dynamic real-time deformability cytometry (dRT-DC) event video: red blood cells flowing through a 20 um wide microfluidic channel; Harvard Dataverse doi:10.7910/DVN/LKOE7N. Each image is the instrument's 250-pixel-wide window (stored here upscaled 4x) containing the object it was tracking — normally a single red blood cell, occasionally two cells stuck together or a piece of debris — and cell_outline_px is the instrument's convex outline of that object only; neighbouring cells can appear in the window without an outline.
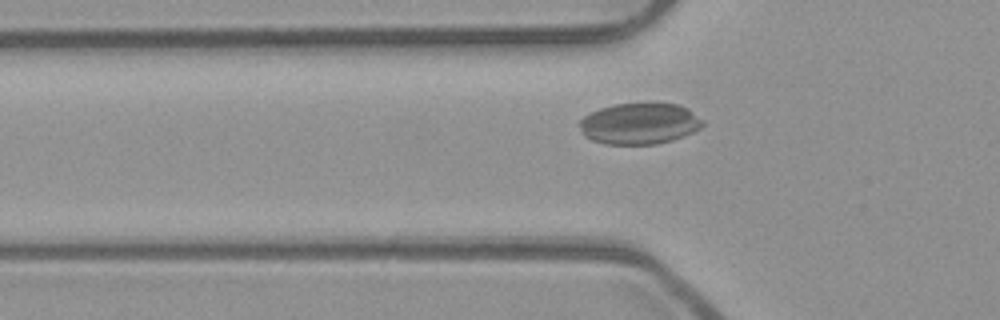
{"species": "common noctule bat (a hibernating species)", "species_latin": "Nyctalus noctula", "temperature_condition": "room temperature", "stored_images_in_passage": 49, "camera_frame_rate_fps": 3000, "um_per_image_px": 0.085, "animal": {"sex": "male", "body_mass_g": 23.1, "forearm_length_mm": 52.7}, "frame": {"image": 1, "passage_image": 14, "time_ms": 4.333, "image_size_px": [1000, 320], "cell_outline_px": [[704, 124], [700, 128], [684, 136], [672, 140], [656, 144], [604, 144], [592, 140], [584, 136], [580, 128], [580, 120], [584, 116], [600, 108], [616, 104], [676, 104], [688, 108], [704, 120]], "centroid_in_image_um": [54.37, 10.52], "position_along_channel_um": 71.4, "area_um2": 29.42}}
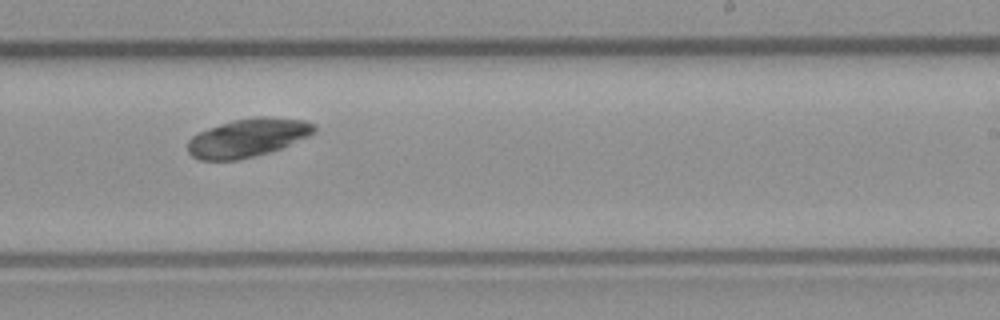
{"frame": {"image": 2, "passage_image": 29, "time_ms": 9.333, "image_size_px": [1000, 320], "cell_outline_px": [[316, 132], [308, 136], [280, 148], [268, 152], [236, 160], [200, 160], [192, 156], [188, 152], [188, 140], [192, 136], [208, 128], [232, 120], [256, 116], [264, 116], [308, 120], [316, 124]], "centroid_in_image_um": [21.07, 11.69], "position_along_channel_um": 267.9, "area_um2": 28.26}}
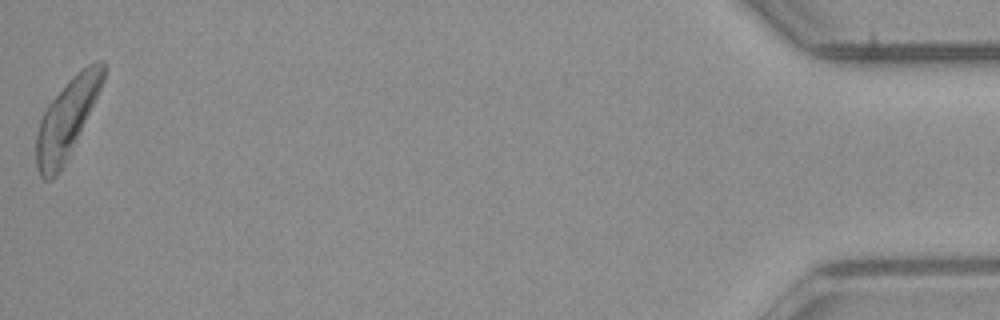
{"frame": {"image": 3, "passage_image": 49, "time_ms": 16.0, "image_size_px": [1000, 320], "cell_outline_px": [[108, 68], [104, 80], [80, 132], [60, 172], [52, 180], [44, 180], [40, 176], [36, 168], [36, 136], [40, 120], [44, 108], [68, 80], [80, 68], [96, 60], [104, 60]], "centroid_in_image_um": [5.67, 10.05], "position_along_channel_um": 429.5, "area_um2": 30.75}}